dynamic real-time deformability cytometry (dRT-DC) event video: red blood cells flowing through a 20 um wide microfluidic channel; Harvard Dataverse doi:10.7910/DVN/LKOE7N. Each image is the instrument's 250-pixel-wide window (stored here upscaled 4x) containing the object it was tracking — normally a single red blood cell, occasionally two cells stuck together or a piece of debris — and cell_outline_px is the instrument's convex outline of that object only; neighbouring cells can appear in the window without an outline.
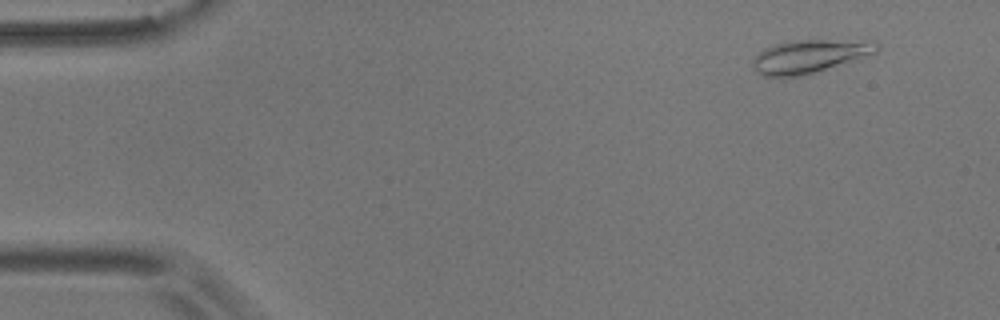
{"species": "common noctule bat (a hibernating species)", "species_latin": "Nyctalus noctula", "temperature_condition": "room temperature", "stored_images_in_passage": 33, "camera_frame_rate_fps": 3000, "um_per_image_px": 0.085, "animal": {"sex": "male", "body_mass_g": 17.9}, "frame": {"image": 1, "passage_image": 2, "time_ms": 0.333, "image_size_px": [1000, 320], "cell_outline_px": [[880, 48], [876, 52], [812, 72], [796, 76], [764, 76], [756, 72], [752, 64], [752, 60], [764, 48], [776, 44], [792, 40], [876, 40], [880, 44]], "centroid_in_image_um": [68.8, 4.75], "position_along_channel_um": 16.2, "area_um2": 23.47}}
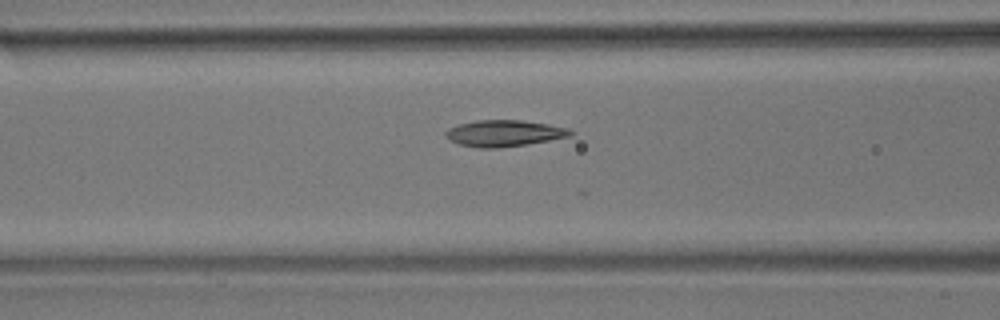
{"frame": {"image": 2, "passage_image": 19, "time_ms": 6.0, "image_size_px": [1000, 320], "cell_outline_px": [[576, 132], [572, 136], [528, 144], [500, 148], [476, 148], [460, 144], [448, 140], [444, 136], [444, 132], [448, 128], [460, 124], [476, 120], [520, 120], [548, 124], [568, 128]], "centroid_in_image_um": [42.85, 11.33], "position_along_channel_um": 123.7, "area_um2": 19.42}}
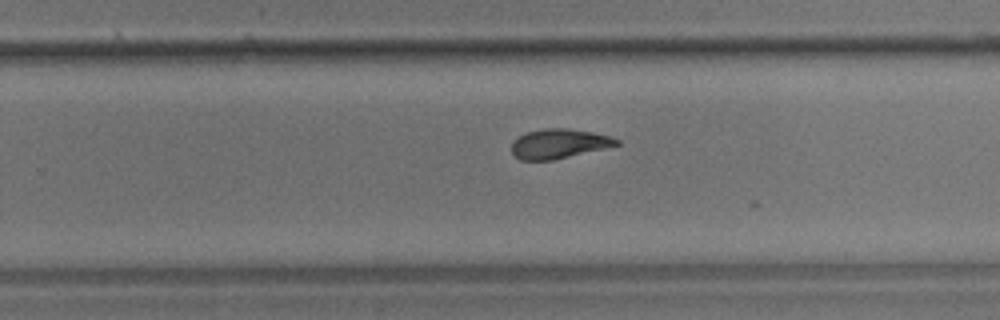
{"frame": {"image": 3, "passage_image": 32, "time_ms": 10.333, "image_size_px": [1000, 320], "cell_outline_px": [[620, 144], [552, 160], [520, 160], [512, 156], [512, 144], [520, 136], [528, 132], [544, 128], [568, 128], [592, 132], [608, 136], [620, 140]], "centroid_in_image_um": [47.48, 12.21], "position_along_channel_um": 282.3, "area_um2": 17.74}}